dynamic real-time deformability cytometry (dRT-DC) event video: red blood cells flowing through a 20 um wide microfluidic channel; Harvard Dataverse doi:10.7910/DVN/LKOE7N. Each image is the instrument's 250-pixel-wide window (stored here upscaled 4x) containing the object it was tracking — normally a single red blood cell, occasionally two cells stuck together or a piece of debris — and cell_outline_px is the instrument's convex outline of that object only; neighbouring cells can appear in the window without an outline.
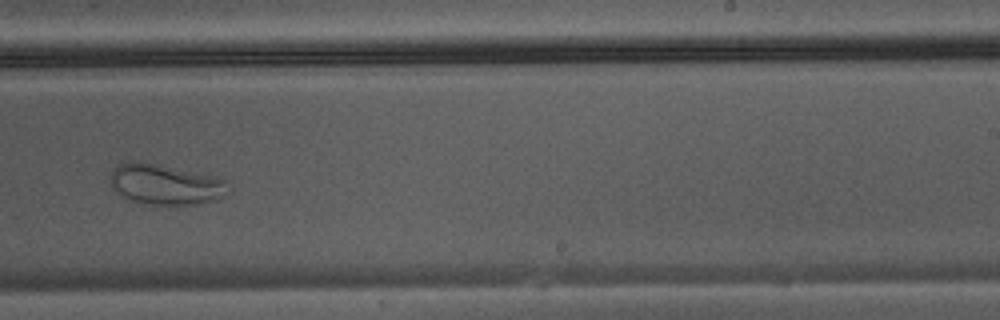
{"species": "Egyptian fruit bat (a non-hibernating species)", "species_latin": "Rousettus aegyptiacus", "temperature_condition": "warm", "stored_images_in_passage": 34, "camera_frame_rate_fps": 3000, "um_per_image_px": 0.085, "animal": {"sex": "male"}, "frame": {"image": 1, "passage_image": 20, "time_ms": 6.333, "image_size_px": [1000, 320], "cell_outline_px": [[232, 188], [220, 200], [192, 204], [148, 204], [128, 200], [116, 192], [112, 188], [108, 180], [108, 176], [120, 164], [132, 160], [136, 160], [220, 176]], "centroid_in_image_um": [14.09, 15.67], "position_along_channel_um": 274.9, "area_um2": 28.38}}